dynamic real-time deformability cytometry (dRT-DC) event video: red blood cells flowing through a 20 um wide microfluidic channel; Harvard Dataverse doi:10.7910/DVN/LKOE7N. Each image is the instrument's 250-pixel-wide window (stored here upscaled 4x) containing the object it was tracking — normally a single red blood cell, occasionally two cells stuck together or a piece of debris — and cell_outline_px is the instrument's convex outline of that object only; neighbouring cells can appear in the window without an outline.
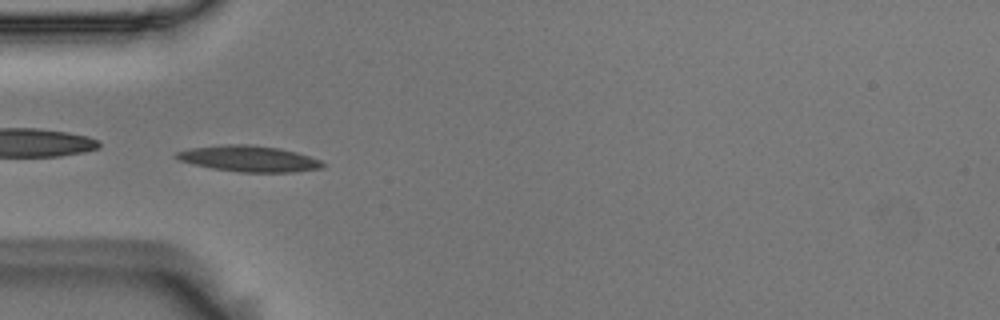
{"species": "Egyptian fruit bat (a non-hibernating species)", "species_latin": "Rousettus aegyptiacus", "temperature_condition": "room temperature", "stored_images_in_passage": 8, "camera_frame_rate_fps": 3000, "um_per_image_px": 0.085, "animal": {"sex": "male"}, "frame": {"image": 1, "passage_image": 4, "time_ms": 1.0, "image_size_px": [1000, 320], "cell_outline_px": [[324, 168], [296, 172], [240, 172], [212, 168], [180, 160], [172, 156], [176, 152], [188, 148], [224, 144], [248, 144], [280, 148], [296, 152], [320, 160], [324, 164]], "centroid_in_image_um": [21.16, 13.48], "position_along_channel_um": 63.8, "area_um2": 22.2}}
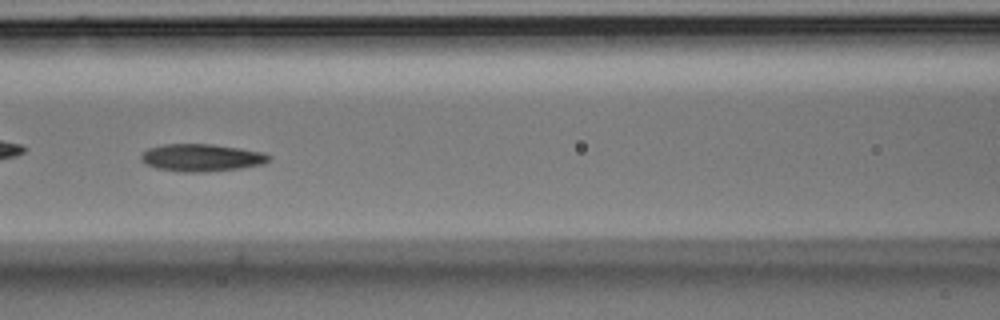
{"frame": {"image": 2, "passage_image": 6, "time_ms": 1.667, "image_size_px": [1000, 320], "cell_outline_px": [[272, 160], [264, 164], [240, 168], [204, 172], [180, 172], [156, 168], [140, 160], [140, 156], [148, 148], [164, 144], [212, 144], [240, 148], [264, 152], [272, 156]], "centroid_in_image_um": [17.17, 13.4], "position_along_channel_um": 149.4, "area_um2": 20.58}}
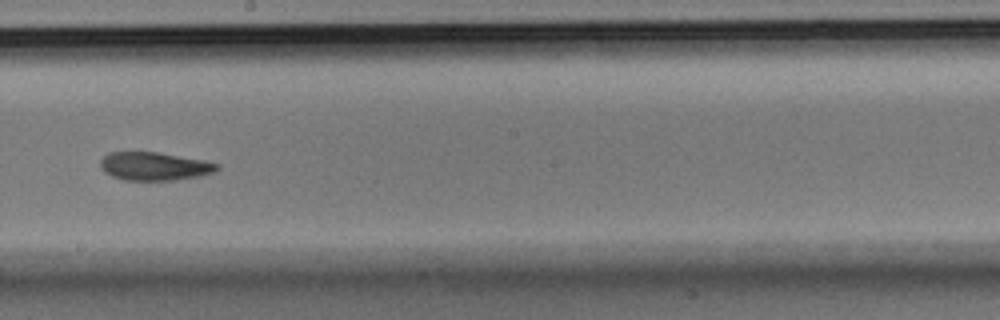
{"frame": {"image": 3, "passage_image": 8, "time_ms": 2.333, "image_size_px": [1000, 320], "cell_outline_px": [[220, 168], [216, 172], [200, 176], [176, 180], [124, 180], [112, 176], [104, 172], [100, 168], [100, 160], [108, 152], [156, 152], [204, 160], [220, 164]], "centroid_in_image_um": [13.14, 14.13], "position_along_channel_um": 235.1, "area_um2": 19.36}}